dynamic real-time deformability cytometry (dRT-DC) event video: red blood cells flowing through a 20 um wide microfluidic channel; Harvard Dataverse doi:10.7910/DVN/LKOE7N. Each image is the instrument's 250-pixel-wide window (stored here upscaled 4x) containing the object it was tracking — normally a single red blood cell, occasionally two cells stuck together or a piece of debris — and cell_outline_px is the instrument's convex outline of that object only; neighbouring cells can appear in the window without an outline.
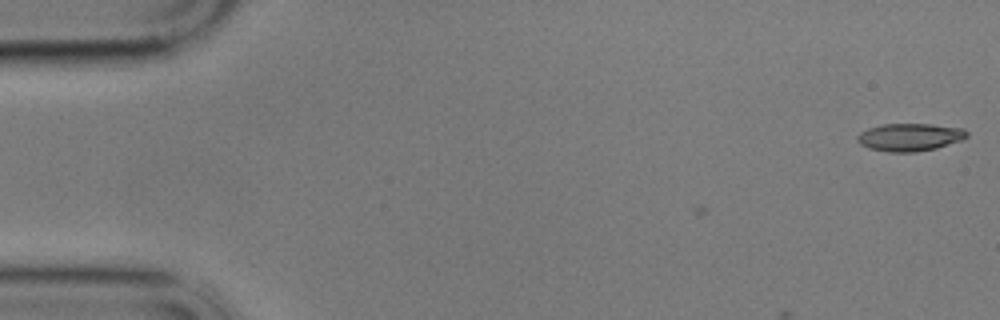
{"species": "common noctule bat (a hibernating species)", "species_latin": "Nyctalus noctula", "temperature_condition": "cold", "stored_images_in_passage": 4, "camera_frame_rate_fps": 3000, "um_per_image_px": 0.085, "animal": {"sex": "male", "body_mass_g": 17.9}, "frame": {"image": 1, "passage_image": 4, "time_ms": 1.0, "image_size_px": [1000, 320], "cell_outline_px": [[968, 136], [960, 140], [936, 148], [916, 152], [888, 152], [868, 148], [860, 144], [856, 140], [856, 136], [860, 132], [868, 128], [884, 124], [932, 124], [964, 128], [968, 132]], "centroid_in_image_um": [77.31, 11.65], "position_along_channel_um": 7.7, "area_um2": 17.74}}